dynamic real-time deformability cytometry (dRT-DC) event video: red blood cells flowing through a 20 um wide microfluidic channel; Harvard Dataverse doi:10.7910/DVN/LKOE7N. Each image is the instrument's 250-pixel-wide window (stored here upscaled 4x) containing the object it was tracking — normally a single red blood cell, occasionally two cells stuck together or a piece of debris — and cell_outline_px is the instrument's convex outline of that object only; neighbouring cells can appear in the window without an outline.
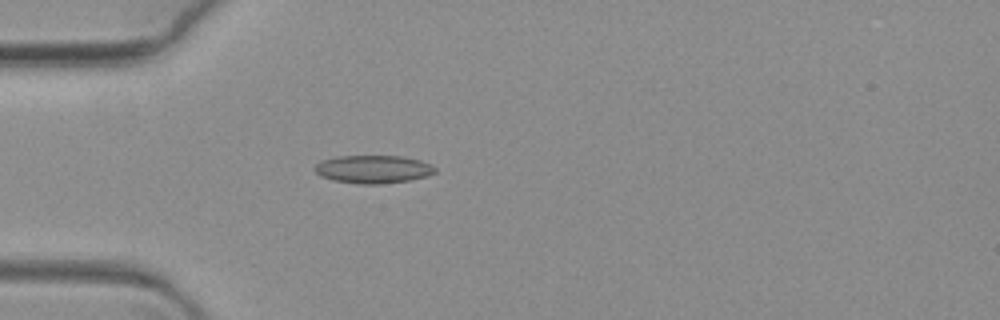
{"species": "common noctule bat (a hibernating species)", "species_latin": "Nyctalus noctula", "temperature_condition": "warm", "stored_images_in_passage": 5, "camera_frame_rate_fps": 3000, "um_per_image_px": 0.085, "animal": {"sex": "female", "body_mass_g": 19.3, "forearm_length_mm": 54.1}, "frame": {"image": 1, "passage_image": 5, "time_ms": 1.333, "image_size_px": [1000, 320], "cell_outline_px": [[436, 172], [424, 176], [408, 180], [380, 184], [360, 184], [336, 180], [320, 176], [312, 168], [320, 160], [336, 156], [404, 156], [420, 160], [436, 168]], "centroid_in_image_um": [31.67, 14.37], "position_along_channel_um": 53.3, "area_um2": 19.54}}